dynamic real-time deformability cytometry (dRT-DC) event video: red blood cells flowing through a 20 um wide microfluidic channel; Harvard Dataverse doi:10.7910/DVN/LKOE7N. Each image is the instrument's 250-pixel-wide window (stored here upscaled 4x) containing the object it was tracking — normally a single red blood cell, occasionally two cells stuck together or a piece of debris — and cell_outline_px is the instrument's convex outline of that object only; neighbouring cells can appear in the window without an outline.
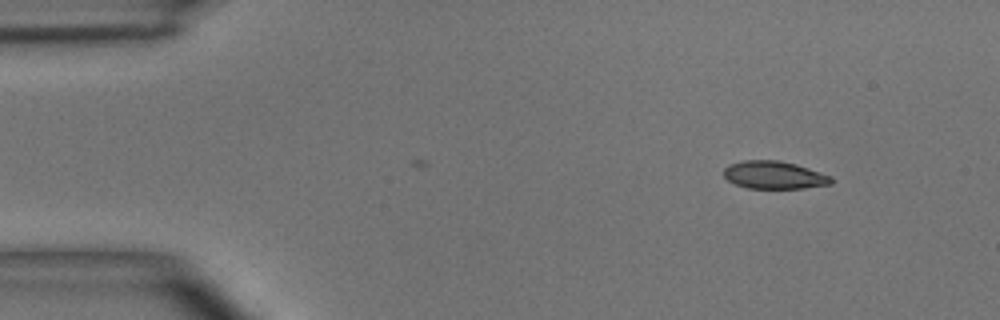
{"species": "common noctule bat (a hibernating species)", "species_latin": "Nyctalus noctula", "temperature_condition": "room temperature", "stored_images_in_passage": 2, "camera_frame_rate_fps": 3000, "um_per_image_px": 0.085, "animal": {"sex": "male", "body_mass_g": 15.6}, "frame": {"image": 1, "passage_image": 2, "time_ms": 1.333, "image_size_px": [1000, 320], "cell_outline_px": [[832, 184], [804, 188], [748, 188], [736, 184], [728, 180], [724, 176], [724, 168], [728, 164], [744, 160], [780, 160], [796, 164], [832, 176]], "centroid_in_image_um": [65.8, 14.87], "position_along_channel_um": 19.2, "area_um2": 17.4}}